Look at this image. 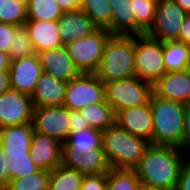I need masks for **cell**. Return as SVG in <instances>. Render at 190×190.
Instances as JSON below:
<instances>
[{
  "instance_id": "cell-46",
  "label": "cell",
  "mask_w": 190,
  "mask_h": 190,
  "mask_svg": "<svg viewBox=\"0 0 190 190\" xmlns=\"http://www.w3.org/2000/svg\"><path fill=\"white\" fill-rule=\"evenodd\" d=\"M142 190H176V189L142 187Z\"/></svg>"
},
{
  "instance_id": "cell-45",
  "label": "cell",
  "mask_w": 190,
  "mask_h": 190,
  "mask_svg": "<svg viewBox=\"0 0 190 190\" xmlns=\"http://www.w3.org/2000/svg\"><path fill=\"white\" fill-rule=\"evenodd\" d=\"M175 2L187 13H190V0H175Z\"/></svg>"
},
{
  "instance_id": "cell-2",
  "label": "cell",
  "mask_w": 190,
  "mask_h": 190,
  "mask_svg": "<svg viewBox=\"0 0 190 190\" xmlns=\"http://www.w3.org/2000/svg\"><path fill=\"white\" fill-rule=\"evenodd\" d=\"M149 145L145 138L130 134L116 122L102 131V148L112 169L133 170Z\"/></svg>"
},
{
  "instance_id": "cell-29",
  "label": "cell",
  "mask_w": 190,
  "mask_h": 190,
  "mask_svg": "<svg viewBox=\"0 0 190 190\" xmlns=\"http://www.w3.org/2000/svg\"><path fill=\"white\" fill-rule=\"evenodd\" d=\"M29 0H5L0 4V22L14 26H24L27 21Z\"/></svg>"
},
{
  "instance_id": "cell-10",
  "label": "cell",
  "mask_w": 190,
  "mask_h": 190,
  "mask_svg": "<svg viewBox=\"0 0 190 190\" xmlns=\"http://www.w3.org/2000/svg\"><path fill=\"white\" fill-rule=\"evenodd\" d=\"M34 131L65 143L70 131V110L62 106L34 107L32 119Z\"/></svg>"
},
{
  "instance_id": "cell-9",
  "label": "cell",
  "mask_w": 190,
  "mask_h": 190,
  "mask_svg": "<svg viewBox=\"0 0 190 190\" xmlns=\"http://www.w3.org/2000/svg\"><path fill=\"white\" fill-rule=\"evenodd\" d=\"M187 14L175 0H158L154 24L146 34L161 42L178 40Z\"/></svg>"
},
{
  "instance_id": "cell-34",
  "label": "cell",
  "mask_w": 190,
  "mask_h": 190,
  "mask_svg": "<svg viewBox=\"0 0 190 190\" xmlns=\"http://www.w3.org/2000/svg\"><path fill=\"white\" fill-rule=\"evenodd\" d=\"M50 171L40 170L37 173L12 179L6 186L8 190H49Z\"/></svg>"
},
{
  "instance_id": "cell-28",
  "label": "cell",
  "mask_w": 190,
  "mask_h": 190,
  "mask_svg": "<svg viewBox=\"0 0 190 190\" xmlns=\"http://www.w3.org/2000/svg\"><path fill=\"white\" fill-rule=\"evenodd\" d=\"M158 0H133L136 35L146 34L154 24Z\"/></svg>"
},
{
  "instance_id": "cell-18",
  "label": "cell",
  "mask_w": 190,
  "mask_h": 190,
  "mask_svg": "<svg viewBox=\"0 0 190 190\" xmlns=\"http://www.w3.org/2000/svg\"><path fill=\"white\" fill-rule=\"evenodd\" d=\"M58 24L64 46L99 30V27L81 9L63 12V15L58 19Z\"/></svg>"
},
{
  "instance_id": "cell-48",
  "label": "cell",
  "mask_w": 190,
  "mask_h": 190,
  "mask_svg": "<svg viewBox=\"0 0 190 190\" xmlns=\"http://www.w3.org/2000/svg\"><path fill=\"white\" fill-rule=\"evenodd\" d=\"M189 74H190V64L188 65V68H187Z\"/></svg>"
},
{
  "instance_id": "cell-42",
  "label": "cell",
  "mask_w": 190,
  "mask_h": 190,
  "mask_svg": "<svg viewBox=\"0 0 190 190\" xmlns=\"http://www.w3.org/2000/svg\"><path fill=\"white\" fill-rule=\"evenodd\" d=\"M58 6L63 10V12L67 11H75L81 8L83 0H55Z\"/></svg>"
},
{
  "instance_id": "cell-8",
  "label": "cell",
  "mask_w": 190,
  "mask_h": 190,
  "mask_svg": "<svg viewBox=\"0 0 190 190\" xmlns=\"http://www.w3.org/2000/svg\"><path fill=\"white\" fill-rule=\"evenodd\" d=\"M105 100L104 82L95 73H82L67 83L63 106L77 111Z\"/></svg>"
},
{
  "instance_id": "cell-13",
  "label": "cell",
  "mask_w": 190,
  "mask_h": 190,
  "mask_svg": "<svg viewBox=\"0 0 190 190\" xmlns=\"http://www.w3.org/2000/svg\"><path fill=\"white\" fill-rule=\"evenodd\" d=\"M42 73L38 54L11 61L9 67L11 89L31 96Z\"/></svg>"
},
{
  "instance_id": "cell-24",
  "label": "cell",
  "mask_w": 190,
  "mask_h": 190,
  "mask_svg": "<svg viewBox=\"0 0 190 190\" xmlns=\"http://www.w3.org/2000/svg\"><path fill=\"white\" fill-rule=\"evenodd\" d=\"M80 112L89 122L91 128L103 131L115 123L116 114L106 100L85 106L80 109Z\"/></svg>"
},
{
  "instance_id": "cell-22",
  "label": "cell",
  "mask_w": 190,
  "mask_h": 190,
  "mask_svg": "<svg viewBox=\"0 0 190 190\" xmlns=\"http://www.w3.org/2000/svg\"><path fill=\"white\" fill-rule=\"evenodd\" d=\"M112 9L111 34L136 35L133 0H109Z\"/></svg>"
},
{
  "instance_id": "cell-27",
  "label": "cell",
  "mask_w": 190,
  "mask_h": 190,
  "mask_svg": "<svg viewBox=\"0 0 190 190\" xmlns=\"http://www.w3.org/2000/svg\"><path fill=\"white\" fill-rule=\"evenodd\" d=\"M80 9L99 29H107L111 33L112 9L109 0H83Z\"/></svg>"
},
{
  "instance_id": "cell-15",
  "label": "cell",
  "mask_w": 190,
  "mask_h": 190,
  "mask_svg": "<svg viewBox=\"0 0 190 190\" xmlns=\"http://www.w3.org/2000/svg\"><path fill=\"white\" fill-rule=\"evenodd\" d=\"M115 122L130 134L152 141L153 116L150 101L147 104L119 110Z\"/></svg>"
},
{
  "instance_id": "cell-7",
  "label": "cell",
  "mask_w": 190,
  "mask_h": 190,
  "mask_svg": "<svg viewBox=\"0 0 190 190\" xmlns=\"http://www.w3.org/2000/svg\"><path fill=\"white\" fill-rule=\"evenodd\" d=\"M111 35L107 29H99L92 35L75 40L66 46L69 56L81 73H96L104 47Z\"/></svg>"
},
{
  "instance_id": "cell-11",
  "label": "cell",
  "mask_w": 190,
  "mask_h": 190,
  "mask_svg": "<svg viewBox=\"0 0 190 190\" xmlns=\"http://www.w3.org/2000/svg\"><path fill=\"white\" fill-rule=\"evenodd\" d=\"M34 105L29 94L9 89L0 95V129L32 122Z\"/></svg>"
},
{
  "instance_id": "cell-3",
  "label": "cell",
  "mask_w": 190,
  "mask_h": 190,
  "mask_svg": "<svg viewBox=\"0 0 190 190\" xmlns=\"http://www.w3.org/2000/svg\"><path fill=\"white\" fill-rule=\"evenodd\" d=\"M95 74L104 83L135 77V35H111Z\"/></svg>"
},
{
  "instance_id": "cell-40",
  "label": "cell",
  "mask_w": 190,
  "mask_h": 190,
  "mask_svg": "<svg viewBox=\"0 0 190 190\" xmlns=\"http://www.w3.org/2000/svg\"><path fill=\"white\" fill-rule=\"evenodd\" d=\"M11 181V173L8 167L7 154L0 146V187H6Z\"/></svg>"
},
{
  "instance_id": "cell-4",
  "label": "cell",
  "mask_w": 190,
  "mask_h": 190,
  "mask_svg": "<svg viewBox=\"0 0 190 190\" xmlns=\"http://www.w3.org/2000/svg\"><path fill=\"white\" fill-rule=\"evenodd\" d=\"M150 109L153 116L151 144L177 146L182 150L185 104L166 100L152 93Z\"/></svg>"
},
{
  "instance_id": "cell-31",
  "label": "cell",
  "mask_w": 190,
  "mask_h": 190,
  "mask_svg": "<svg viewBox=\"0 0 190 190\" xmlns=\"http://www.w3.org/2000/svg\"><path fill=\"white\" fill-rule=\"evenodd\" d=\"M107 190H142V184L134 170L111 168Z\"/></svg>"
},
{
  "instance_id": "cell-26",
  "label": "cell",
  "mask_w": 190,
  "mask_h": 190,
  "mask_svg": "<svg viewBox=\"0 0 190 190\" xmlns=\"http://www.w3.org/2000/svg\"><path fill=\"white\" fill-rule=\"evenodd\" d=\"M76 153H84L91 149L102 148V131L89 128L69 135L65 142Z\"/></svg>"
},
{
  "instance_id": "cell-30",
  "label": "cell",
  "mask_w": 190,
  "mask_h": 190,
  "mask_svg": "<svg viewBox=\"0 0 190 190\" xmlns=\"http://www.w3.org/2000/svg\"><path fill=\"white\" fill-rule=\"evenodd\" d=\"M63 15V10L55 0H29L27 19L57 21Z\"/></svg>"
},
{
  "instance_id": "cell-1",
  "label": "cell",
  "mask_w": 190,
  "mask_h": 190,
  "mask_svg": "<svg viewBox=\"0 0 190 190\" xmlns=\"http://www.w3.org/2000/svg\"><path fill=\"white\" fill-rule=\"evenodd\" d=\"M187 157L177 146L150 143L133 170L142 187L176 189L181 166Z\"/></svg>"
},
{
  "instance_id": "cell-36",
  "label": "cell",
  "mask_w": 190,
  "mask_h": 190,
  "mask_svg": "<svg viewBox=\"0 0 190 190\" xmlns=\"http://www.w3.org/2000/svg\"><path fill=\"white\" fill-rule=\"evenodd\" d=\"M18 28V26L0 22V51L8 53L13 41V35Z\"/></svg>"
},
{
  "instance_id": "cell-17",
  "label": "cell",
  "mask_w": 190,
  "mask_h": 190,
  "mask_svg": "<svg viewBox=\"0 0 190 190\" xmlns=\"http://www.w3.org/2000/svg\"><path fill=\"white\" fill-rule=\"evenodd\" d=\"M153 93L166 100L190 103V74L188 70L166 72L153 84Z\"/></svg>"
},
{
  "instance_id": "cell-25",
  "label": "cell",
  "mask_w": 190,
  "mask_h": 190,
  "mask_svg": "<svg viewBox=\"0 0 190 190\" xmlns=\"http://www.w3.org/2000/svg\"><path fill=\"white\" fill-rule=\"evenodd\" d=\"M84 175L62 165L50 171L49 190H81Z\"/></svg>"
},
{
  "instance_id": "cell-6",
  "label": "cell",
  "mask_w": 190,
  "mask_h": 190,
  "mask_svg": "<svg viewBox=\"0 0 190 190\" xmlns=\"http://www.w3.org/2000/svg\"><path fill=\"white\" fill-rule=\"evenodd\" d=\"M135 73L152 85L166 73L163 42L147 34L135 35Z\"/></svg>"
},
{
  "instance_id": "cell-33",
  "label": "cell",
  "mask_w": 190,
  "mask_h": 190,
  "mask_svg": "<svg viewBox=\"0 0 190 190\" xmlns=\"http://www.w3.org/2000/svg\"><path fill=\"white\" fill-rule=\"evenodd\" d=\"M37 54L29 33L24 26L19 27L14 35L10 48L8 49V55L11 61L21 59L28 56Z\"/></svg>"
},
{
  "instance_id": "cell-47",
  "label": "cell",
  "mask_w": 190,
  "mask_h": 190,
  "mask_svg": "<svg viewBox=\"0 0 190 190\" xmlns=\"http://www.w3.org/2000/svg\"><path fill=\"white\" fill-rule=\"evenodd\" d=\"M0 190H8L6 187H0Z\"/></svg>"
},
{
  "instance_id": "cell-38",
  "label": "cell",
  "mask_w": 190,
  "mask_h": 190,
  "mask_svg": "<svg viewBox=\"0 0 190 190\" xmlns=\"http://www.w3.org/2000/svg\"><path fill=\"white\" fill-rule=\"evenodd\" d=\"M89 122L83 117L80 110H70V131L71 133L89 129Z\"/></svg>"
},
{
  "instance_id": "cell-14",
  "label": "cell",
  "mask_w": 190,
  "mask_h": 190,
  "mask_svg": "<svg viewBox=\"0 0 190 190\" xmlns=\"http://www.w3.org/2000/svg\"><path fill=\"white\" fill-rule=\"evenodd\" d=\"M37 54L43 72L58 80L68 83L82 74L64 45Z\"/></svg>"
},
{
  "instance_id": "cell-20",
  "label": "cell",
  "mask_w": 190,
  "mask_h": 190,
  "mask_svg": "<svg viewBox=\"0 0 190 190\" xmlns=\"http://www.w3.org/2000/svg\"><path fill=\"white\" fill-rule=\"evenodd\" d=\"M66 82L42 73L31 95L34 107L62 106L65 99Z\"/></svg>"
},
{
  "instance_id": "cell-12",
  "label": "cell",
  "mask_w": 190,
  "mask_h": 190,
  "mask_svg": "<svg viewBox=\"0 0 190 190\" xmlns=\"http://www.w3.org/2000/svg\"><path fill=\"white\" fill-rule=\"evenodd\" d=\"M61 165L75 169L83 175L106 174L111 169L103 148L91 149L79 154L66 143H62Z\"/></svg>"
},
{
  "instance_id": "cell-37",
  "label": "cell",
  "mask_w": 190,
  "mask_h": 190,
  "mask_svg": "<svg viewBox=\"0 0 190 190\" xmlns=\"http://www.w3.org/2000/svg\"><path fill=\"white\" fill-rule=\"evenodd\" d=\"M182 151L190 156V103L185 104L184 130L182 135Z\"/></svg>"
},
{
  "instance_id": "cell-32",
  "label": "cell",
  "mask_w": 190,
  "mask_h": 190,
  "mask_svg": "<svg viewBox=\"0 0 190 190\" xmlns=\"http://www.w3.org/2000/svg\"><path fill=\"white\" fill-rule=\"evenodd\" d=\"M6 154L8 167L11 173V180L16 178H22L37 173L41 170L32 162L30 151L26 153Z\"/></svg>"
},
{
  "instance_id": "cell-44",
  "label": "cell",
  "mask_w": 190,
  "mask_h": 190,
  "mask_svg": "<svg viewBox=\"0 0 190 190\" xmlns=\"http://www.w3.org/2000/svg\"><path fill=\"white\" fill-rule=\"evenodd\" d=\"M11 60L8 53L0 51V72L9 71Z\"/></svg>"
},
{
  "instance_id": "cell-41",
  "label": "cell",
  "mask_w": 190,
  "mask_h": 190,
  "mask_svg": "<svg viewBox=\"0 0 190 190\" xmlns=\"http://www.w3.org/2000/svg\"><path fill=\"white\" fill-rule=\"evenodd\" d=\"M177 41L190 45V13L187 14L183 21L179 39Z\"/></svg>"
},
{
  "instance_id": "cell-39",
  "label": "cell",
  "mask_w": 190,
  "mask_h": 190,
  "mask_svg": "<svg viewBox=\"0 0 190 190\" xmlns=\"http://www.w3.org/2000/svg\"><path fill=\"white\" fill-rule=\"evenodd\" d=\"M176 190H190V156L183 162Z\"/></svg>"
},
{
  "instance_id": "cell-5",
  "label": "cell",
  "mask_w": 190,
  "mask_h": 190,
  "mask_svg": "<svg viewBox=\"0 0 190 190\" xmlns=\"http://www.w3.org/2000/svg\"><path fill=\"white\" fill-rule=\"evenodd\" d=\"M104 84L106 101L115 114L119 110L147 104L153 93V85L138 76Z\"/></svg>"
},
{
  "instance_id": "cell-43",
  "label": "cell",
  "mask_w": 190,
  "mask_h": 190,
  "mask_svg": "<svg viewBox=\"0 0 190 190\" xmlns=\"http://www.w3.org/2000/svg\"><path fill=\"white\" fill-rule=\"evenodd\" d=\"M11 89L9 71L0 72V95Z\"/></svg>"
},
{
  "instance_id": "cell-21",
  "label": "cell",
  "mask_w": 190,
  "mask_h": 190,
  "mask_svg": "<svg viewBox=\"0 0 190 190\" xmlns=\"http://www.w3.org/2000/svg\"><path fill=\"white\" fill-rule=\"evenodd\" d=\"M33 123L19 126H7L0 129V146L5 153H26L30 151Z\"/></svg>"
},
{
  "instance_id": "cell-16",
  "label": "cell",
  "mask_w": 190,
  "mask_h": 190,
  "mask_svg": "<svg viewBox=\"0 0 190 190\" xmlns=\"http://www.w3.org/2000/svg\"><path fill=\"white\" fill-rule=\"evenodd\" d=\"M30 154L32 162L37 167L52 171L61 165L62 143L54 137L34 131Z\"/></svg>"
},
{
  "instance_id": "cell-23",
  "label": "cell",
  "mask_w": 190,
  "mask_h": 190,
  "mask_svg": "<svg viewBox=\"0 0 190 190\" xmlns=\"http://www.w3.org/2000/svg\"><path fill=\"white\" fill-rule=\"evenodd\" d=\"M163 58L166 72L186 70L190 64V45L177 40L165 41Z\"/></svg>"
},
{
  "instance_id": "cell-19",
  "label": "cell",
  "mask_w": 190,
  "mask_h": 190,
  "mask_svg": "<svg viewBox=\"0 0 190 190\" xmlns=\"http://www.w3.org/2000/svg\"><path fill=\"white\" fill-rule=\"evenodd\" d=\"M24 27L29 33L36 53L63 46L57 21L27 19Z\"/></svg>"
},
{
  "instance_id": "cell-35",
  "label": "cell",
  "mask_w": 190,
  "mask_h": 190,
  "mask_svg": "<svg viewBox=\"0 0 190 190\" xmlns=\"http://www.w3.org/2000/svg\"><path fill=\"white\" fill-rule=\"evenodd\" d=\"M108 173L84 175L81 190H107Z\"/></svg>"
}]
</instances>
